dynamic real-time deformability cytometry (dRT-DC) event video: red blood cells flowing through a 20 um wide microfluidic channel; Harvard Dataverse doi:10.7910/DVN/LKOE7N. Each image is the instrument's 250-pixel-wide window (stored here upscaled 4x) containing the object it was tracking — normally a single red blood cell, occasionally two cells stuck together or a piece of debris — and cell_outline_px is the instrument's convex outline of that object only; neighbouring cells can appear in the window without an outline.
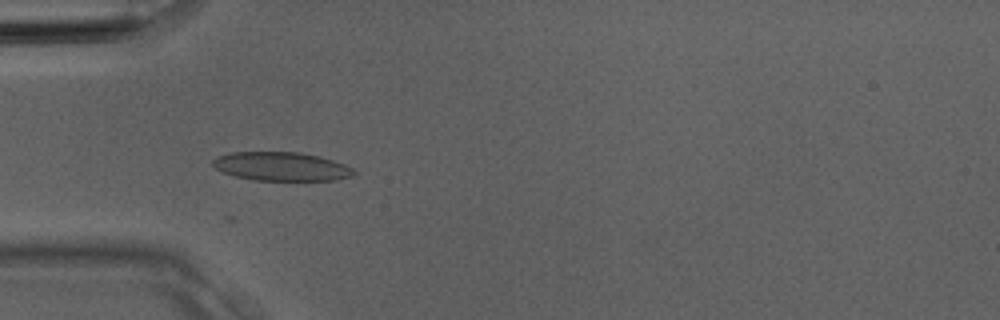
{"species": "Egyptian fruit bat (a non-hibernating species)", "species_latin": "Rousettus aegyptiacus", "temperature_condition": "room temperature", "stored_images_in_passage": 3, "camera_frame_rate_fps": 3000, "um_per_image_px": 0.085, "animal": {"sex": "male"}, "frame": {"image": 1, "passage_image": 2, "time_ms": 0.333, "image_size_px": [1000, 320], "cell_outline_px": [[356, 172], [352, 176], [336, 180], [252, 180], [236, 176], [224, 172], [216, 168], [212, 164], [212, 160], [216, 156], [232, 152], [300, 152], [320, 156], [344, 164], [352, 168]], "centroid_in_image_um": [23.92, 14.14], "position_along_channel_um": 61.1, "area_um2": 23.58}}